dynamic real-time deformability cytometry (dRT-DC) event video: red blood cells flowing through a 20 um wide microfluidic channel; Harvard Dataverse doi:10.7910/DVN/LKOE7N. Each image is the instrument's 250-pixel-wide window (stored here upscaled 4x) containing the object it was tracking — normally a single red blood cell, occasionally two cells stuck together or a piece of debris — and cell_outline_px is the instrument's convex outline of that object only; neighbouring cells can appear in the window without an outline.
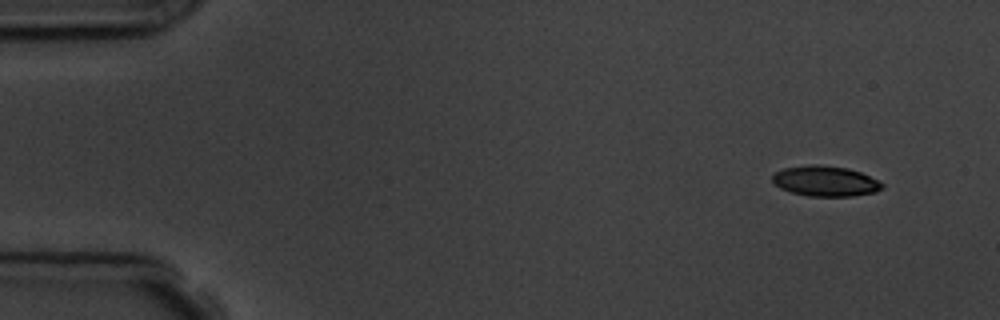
{"species": "common noctule bat (a hibernating species)", "species_latin": "Nyctalus noctula", "temperature_condition": "room temperature", "stored_images_in_passage": 5, "camera_frame_rate_fps": 3000, "um_per_image_px": 0.085, "animal": {"sex": "male", "body_mass_g": 19.5, "forearm_length_mm": 54.6}, "frame": {"image": 1, "passage_image": 1, "time_ms": 0.0, "image_size_px": [1000, 320], "cell_outline_px": [[884, 188], [876, 192], [852, 196], [808, 196], [792, 192], [780, 188], [772, 180], [772, 176], [776, 172], [784, 168], [808, 164], [816, 164], [848, 168], [860, 172], [884, 184]], "centroid_in_image_um": [70.16, 15.39], "position_along_channel_um": 14.8, "area_um2": 19.36}}
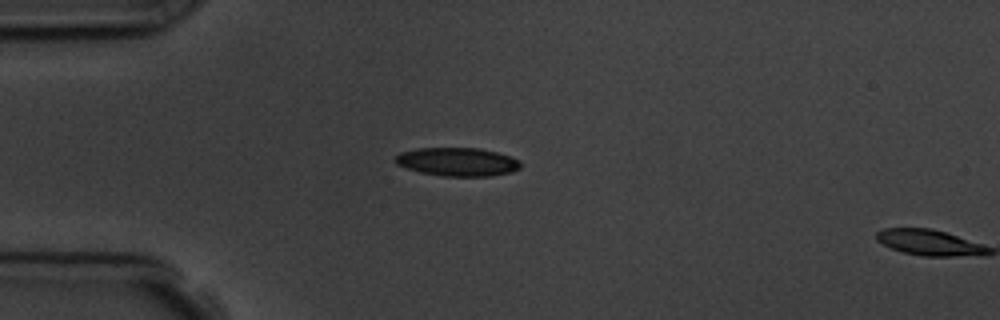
{"frame": {"image": 2, "passage_image": 4, "time_ms": 3.333, "image_size_px": [1000, 320], "cell_outline_px": [[520, 168], [512, 172], [492, 176], [444, 176], [420, 172], [396, 164], [396, 156], [400, 152], [416, 148], [480, 148], [512, 156], [520, 160]], "centroid_in_image_um": [38.92, 13.75], "position_along_channel_um": 46.1, "area_um2": 20.81}}